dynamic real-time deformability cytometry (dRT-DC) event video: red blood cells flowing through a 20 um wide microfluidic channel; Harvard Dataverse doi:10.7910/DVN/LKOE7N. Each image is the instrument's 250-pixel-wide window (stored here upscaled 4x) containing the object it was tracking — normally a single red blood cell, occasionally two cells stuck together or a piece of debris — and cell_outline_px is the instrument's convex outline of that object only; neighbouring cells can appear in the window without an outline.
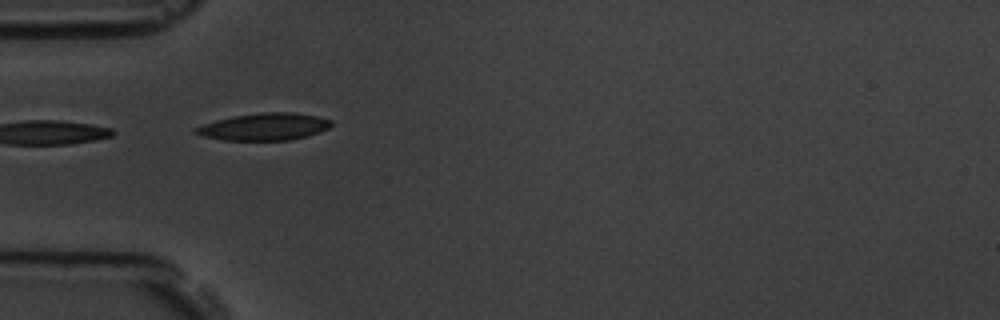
{"species": "common noctule bat (a hibernating species)", "species_latin": "Nyctalus noctula", "temperature_condition": "room temperature", "stored_images_in_passage": 5, "camera_frame_rate_fps": 3000, "um_per_image_px": 0.085, "animal": {"sex": "male", "body_mass_g": 19.5, "forearm_length_mm": 54.6}, "frame": {"image": 1, "passage_image": 5, "time_ms": 4.667, "image_size_px": [1000, 320], "cell_outline_px": [[332, 124], [328, 128], [320, 132], [308, 136], [292, 140], [224, 140], [204, 136], [192, 132], [192, 128], [216, 120], [232, 116], [260, 112], [296, 112], [316, 116], [332, 120]], "centroid_in_image_um": [22.47, 10.77], "position_along_channel_um": 62.5, "area_um2": 21.62}}